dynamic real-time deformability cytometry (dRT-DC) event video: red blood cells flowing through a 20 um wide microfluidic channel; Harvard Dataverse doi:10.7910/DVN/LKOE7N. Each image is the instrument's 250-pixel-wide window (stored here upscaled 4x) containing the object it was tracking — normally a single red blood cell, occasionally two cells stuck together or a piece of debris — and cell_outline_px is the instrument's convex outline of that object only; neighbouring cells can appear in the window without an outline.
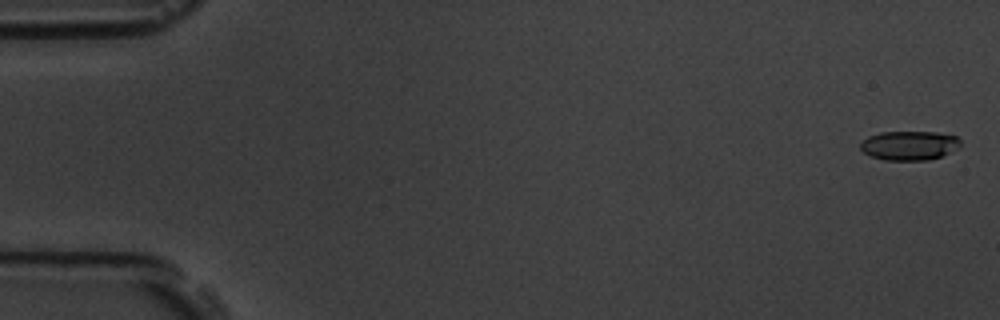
{"species": "common noctule bat (a hibernating species)", "species_latin": "Nyctalus noctula", "temperature_condition": "room temperature", "stored_images_in_passage": 7, "camera_frame_rate_fps": 3000, "um_per_image_px": 0.085, "animal": {"sex": "male", "body_mass_g": 19.5, "forearm_length_mm": 54.6}, "frame": {"image": 1, "passage_image": 1, "time_ms": 0.0, "image_size_px": [1000, 320], "cell_outline_px": [[960, 148], [940, 156], [928, 160], [884, 160], [872, 156], [864, 152], [860, 148], [860, 144], [868, 136], [880, 132], [936, 132], [956, 136], [960, 140]], "centroid_in_image_um": [77.3, 12.36], "position_along_channel_um": 7.7, "area_um2": 16.99}}
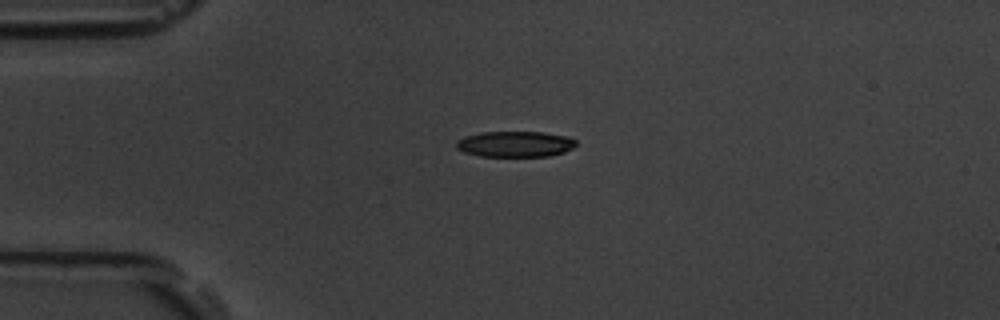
{"frame": {"image": 2, "passage_image": 5, "time_ms": 4.333, "image_size_px": [1000, 320], "cell_outline_px": [[576, 144], [572, 148], [564, 152], [548, 156], [480, 156], [464, 152], [456, 148], [456, 140], [464, 136], [480, 132], [544, 132], [568, 136], [576, 140]], "centroid_in_image_um": [43.77, 12.24], "position_along_channel_um": 41.2, "area_um2": 18.09}}
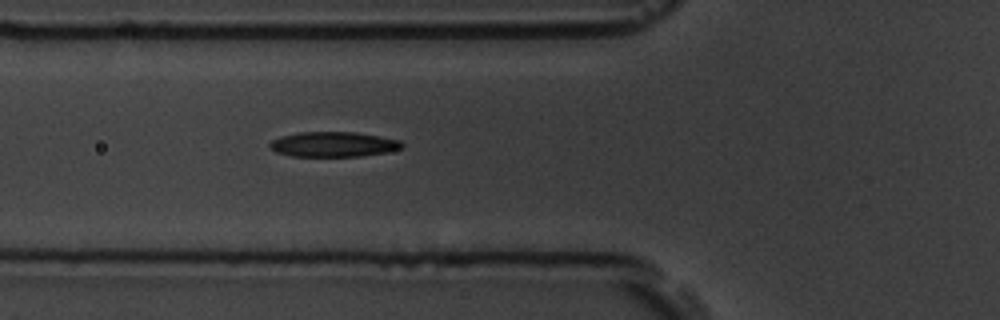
{"frame": {"image": 3, "passage_image": 7, "time_ms": 6.667, "image_size_px": [1000, 320], "cell_outline_px": [[404, 148], [388, 152], [360, 156], [292, 156], [276, 152], [268, 144], [272, 140], [280, 136], [296, 132], [356, 132], [380, 136], [400, 140], [404, 144]], "centroid_in_image_um": [28.37, 12.26], "position_along_channel_um": 97.4, "area_um2": 19.42}}